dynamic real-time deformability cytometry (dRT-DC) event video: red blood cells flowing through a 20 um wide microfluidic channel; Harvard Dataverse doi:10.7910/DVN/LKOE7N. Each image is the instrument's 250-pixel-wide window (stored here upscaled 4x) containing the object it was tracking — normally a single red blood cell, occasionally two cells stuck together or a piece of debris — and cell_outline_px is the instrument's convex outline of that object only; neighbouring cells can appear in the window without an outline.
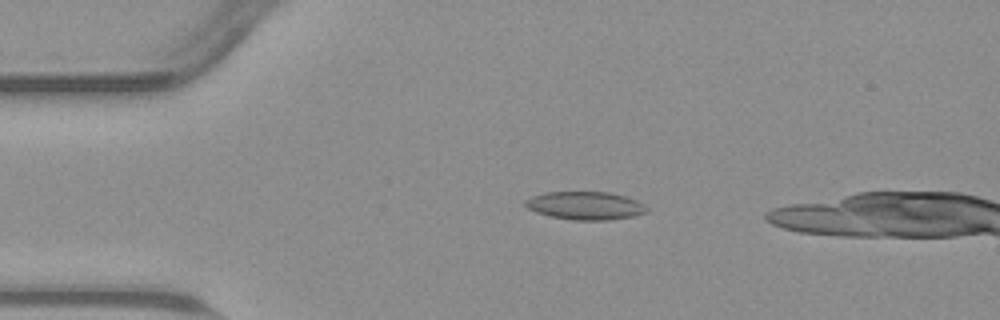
{"species": "common noctule bat (a hibernating species)", "species_latin": "Nyctalus noctula", "temperature_condition": "warm", "stored_images_in_passage": 48, "camera_frame_rate_fps": 3000, "um_per_image_px": 0.085, "animal": {"sex": "male", "body_mass_g": 23.1, "forearm_length_mm": 52.7}, "frame": {"image": 1, "passage_image": 12, "time_ms": 3.667, "image_size_px": [1000, 320], "cell_outline_px": [[648, 212], [632, 216], [608, 220], [572, 220], [548, 216], [536, 212], [528, 208], [524, 204], [524, 200], [532, 196], [544, 192], [608, 192], [624, 196], [636, 200], [648, 208]], "centroid_in_image_um": [49.71, 17.48], "position_along_channel_um": 35.3, "area_um2": 19.88}}
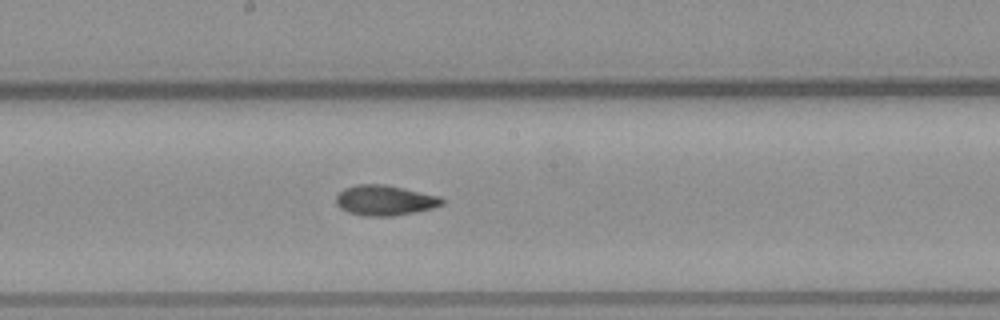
{"frame": {"image": 2, "passage_image": 29, "time_ms": 9.333, "image_size_px": [1000, 320], "cell_outline_px": [[444, 204], [432, 208], [392, 216], [364, 216], [348, 212], [340, 208], [336, 204], [336, 196], [344, 188], [356, 184], [384, 184], [440, 196], [444, 200]], "centroid_in_image_um": [32.68, 17.02], "position_along_channel_um": 215.5, "area_um2": 18.61}}
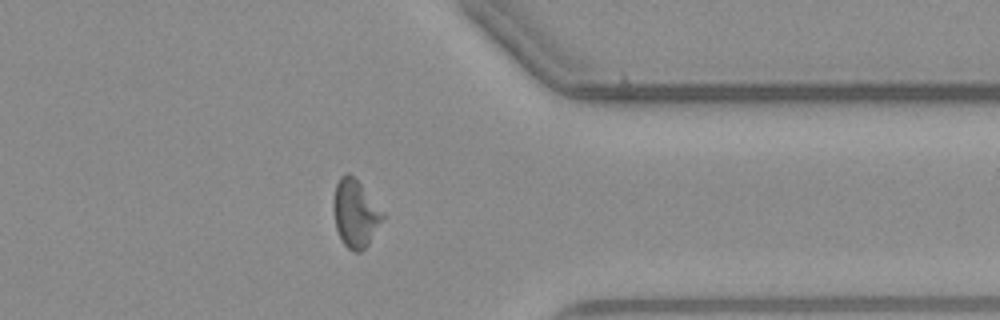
{"frame": {"image": 3, "passage_image": 43, "time_ms": 14.0, "image_size_px": [1000, 320], "cell_outline_px": [[384, 216], [368, 244], [360, 252], [352, 252], [344, 244], [336, 228], [332, 208], [332, 200], [336, 184], [340, 176], [344, 172], [348, 172], [360, 184], [384, 212]], "centroid_in_image_um": [30.16, 18.13], "position_along_channel_um": 381.2, "area_um2": 19.25}}